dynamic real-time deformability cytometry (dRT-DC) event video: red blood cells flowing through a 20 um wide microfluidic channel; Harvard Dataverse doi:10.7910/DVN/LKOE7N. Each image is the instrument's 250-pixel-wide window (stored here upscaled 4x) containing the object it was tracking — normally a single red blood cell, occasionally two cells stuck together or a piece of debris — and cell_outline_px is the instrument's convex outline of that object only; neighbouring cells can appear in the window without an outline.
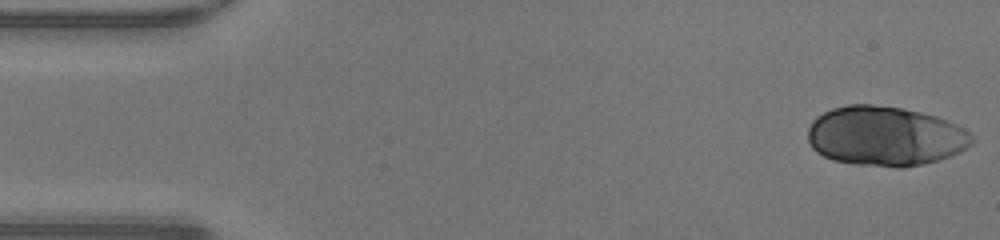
{"species": "human", "species_latin": "Homo sapiens", "temperature_condition": "warm", "stored_images_in_passage": 47, "camera_frame_rate_fps": 3000, "um_per_image_px": 0.085, "donor": {"sex": "male"}, "frame": {"image": 1, "passage_image": 1, "time_ms": 0.0, "image_size_px": [1000, 240], "cell_outline_px": [[972, 144], [960, 152], [924, 164], [904, 168], [896, 168], [856, 164], [832, 160], [816, 152], [812, 148], [808, 140], [808, 128], [812, 120], [816, 116], [832, 108], [848, 104], [872, 104], [900, 108], [920, 112], [936, 116], [956, 124], [964, 128], [972, 136]], "centroid_in_image_um": [75.21, 11.57], "position_along_channel_um": 9.8, "area_um2": 57.22}}